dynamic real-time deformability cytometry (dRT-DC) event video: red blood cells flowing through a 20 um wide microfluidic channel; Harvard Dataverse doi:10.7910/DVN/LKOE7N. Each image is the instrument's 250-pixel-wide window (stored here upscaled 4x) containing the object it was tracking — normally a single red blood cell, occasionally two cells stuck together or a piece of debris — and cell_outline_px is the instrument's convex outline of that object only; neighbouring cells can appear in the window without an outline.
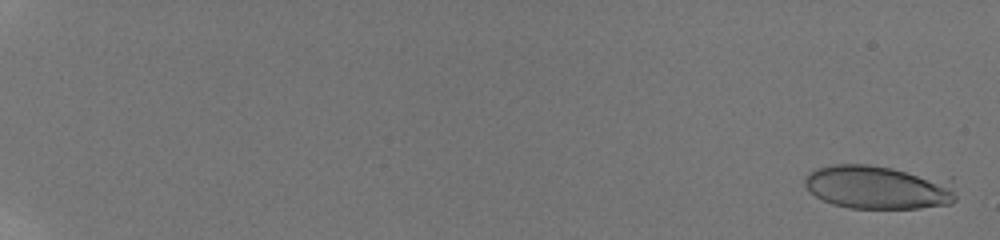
{"species": "human", "species_latin": "Homo sapiens", "temperature_condition": "room temperature", "stored_images_in_passage": 57, "camera_frame_rate_fps": 3000, "um_per_image_px": 0.085, "donor": {"sex": "male"}, "frame": {"image": 1, "passage_image": 2, "time_ms": 0.333, "image_size_px": [1000, 240], "cell_outline_px": [[956, 200], [952, 204], [920, 208], [848, 208], [832, 204], [816, 196], [804, 184], [804, 180], [808, 172], [816, 168], [832, 164], [868, 164], [952, 176], [956, 196]], "centroid_in_image_um": [74.77, 15.89], "position_along_channel_um": 10.2, "area_um2": 39.77}}
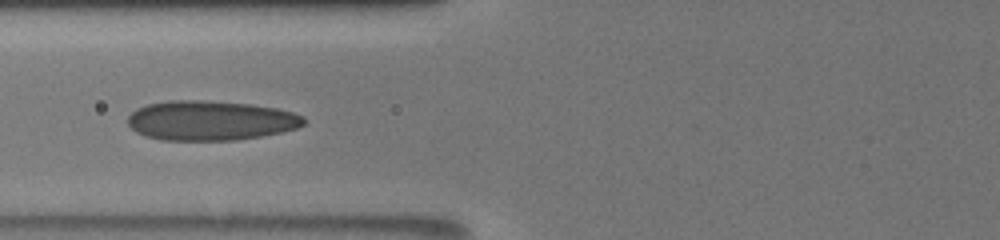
{"frame": {"image": 2, "passage_image": 26, "time_ms": 9.0, "image_size_px": [1000, 240], "cell_outline_px": [[304, 124], [296, 128], [280, 132], [260, 136], [236, 140], [160, 140], [144, 136], [136, 132], [128, 124], [128, 116], [136, 108], [148, 104], [168, 100], [208, 100], [252, 104], [276, 108], [292, 112], [304, 116]], "centroid_in_image_um": [17.86, 10.24], "position_along_channel_um": 107.9, "area_um2": 40.86}}
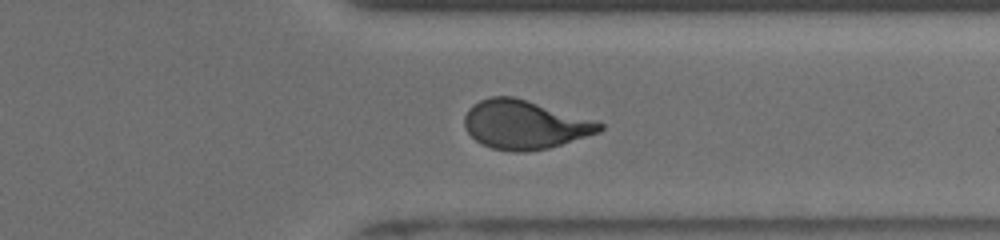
{"frame": {"image": 3, "passage_image": 46, "time_ms": 15.667, "image_size_px": [1000, 240], "cell_outline_px": [[604, 128], [600, 132], [548, 148], [524, 152], [512, 152], [492, 148], [476, 140], [464, 128], [464, 116], [468, 108], [472, 104], [480, 100], [492, 96], [512, 96], [600, 120], [604, 124]], "centroid_in_image_um": [44.63, 10.58], "position_along_channel_um": 366.8, "area_um2": 38.73}, "authors_computed_cell_mechanics": {"area_um2": 38.5526, "velocity_mm_per_s": 3.8813, "shape_relaxation_time_tau1_ms": 8.2356, "shape_relaxation_time_tau2_ms": 0.7716, "deformation_change_tau1": 0.2412, "deformation_change_tau2": 0.0754}}